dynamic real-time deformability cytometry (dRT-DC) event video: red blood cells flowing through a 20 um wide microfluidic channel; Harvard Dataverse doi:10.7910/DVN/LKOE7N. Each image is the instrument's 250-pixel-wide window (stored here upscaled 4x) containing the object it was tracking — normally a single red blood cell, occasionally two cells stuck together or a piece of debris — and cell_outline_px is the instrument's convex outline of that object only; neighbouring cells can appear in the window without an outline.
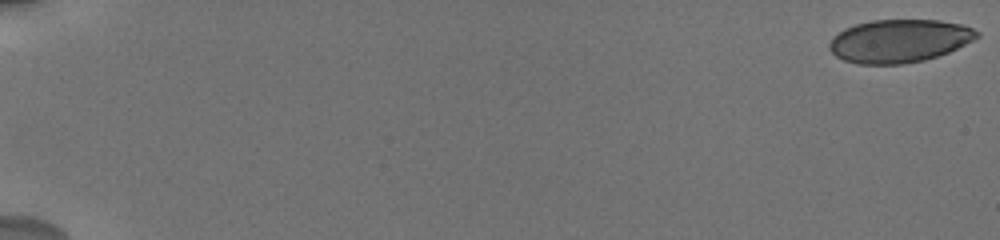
{"species": "human", "species_latin": "Homo sapiens", "temperature_condition": "cold", "stored_images_in_passage": 49, "camera_frame_rate_fps": 3000, "um_per_image_px": 0.085, "donor": {"sex": "male"}, "frame": {"image": 1, "passage_image": 1, "time_ms": 0.0, "image_size_px": [1000, 240], "cell_outline_px": [[980, 36], [948, 52], [924, 60], [900, 64], [856, 64], [844, 60], [836, 56], [828, 48], [828, 44], [832, 36], [844, 28], [856, 24], [872, 20], [940, 20], [964, 24], [980, 32]], "centroid_in_image_um": [76.41, 3.47], "position_along_channel_um": 8.6, "area_um2": 37.11}}
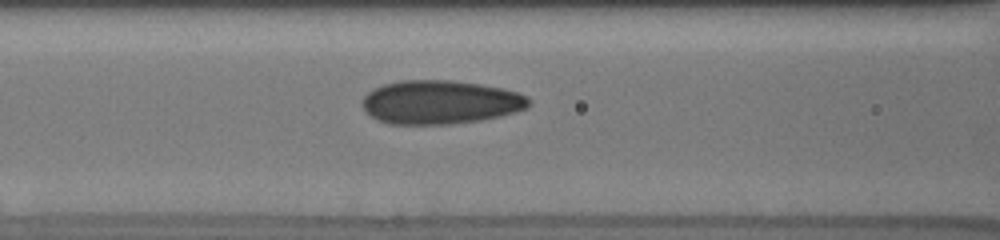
{"frame": {"image": 2, "passage_image": 28, "time_ms": 8.667, "image_size_px": [1000, 240], "cell_outline_px": [[532, 104], [528, 108], [516, 112], [500, 116], [480, 120], [448, 124], [388, 124], [364, 112], [360, 104], [364, 96], [368, 92], [384, 84], [400, 80], [448, 80], [480, 84], [504, 88], [528, 96], [532, 100]], "centroid_in_image_um": [37.44, 8.68], "position_along_channel_um": 129.2, "area_um2": 42.71}}
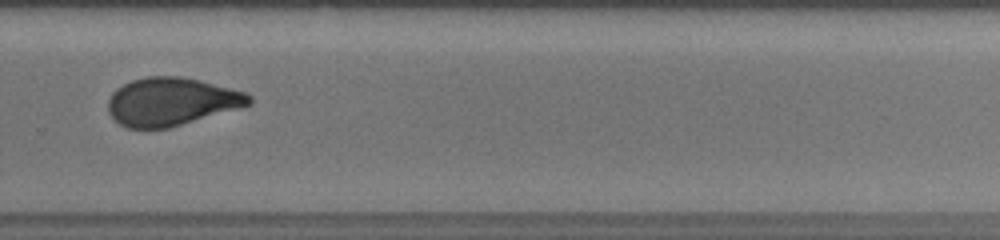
{"frame": {"image": 3, "passage_image": 41, "time_ms": 13.667, "image_size_px": [1000, 240], "cell_outline_px": [[252, 104], [240, 108], [168, 128], [128, 128], [120, 124], [108, 112], [108, 100], [112, 92], [116, 88], [132, 80], [148, 76], [180, 76], [200, 80], [244, 92], [252, 96]], "centroid_in_image_um": [14.56, 8.63], "position_along_channel_um": 315.2, "area_um2": 39.36}, "authors_computed_cell_mechanics": {"area_um2": 39.4774, "velocity_mm_per_s": 3.7329, "shape_relaxation_time_tau1_ms": 9.2732, "shape_relaxation_time_tau2_ms": 1.211, "deformation_change_tau1": 0.2061, "deformation_change_tau2": 0.0642}}